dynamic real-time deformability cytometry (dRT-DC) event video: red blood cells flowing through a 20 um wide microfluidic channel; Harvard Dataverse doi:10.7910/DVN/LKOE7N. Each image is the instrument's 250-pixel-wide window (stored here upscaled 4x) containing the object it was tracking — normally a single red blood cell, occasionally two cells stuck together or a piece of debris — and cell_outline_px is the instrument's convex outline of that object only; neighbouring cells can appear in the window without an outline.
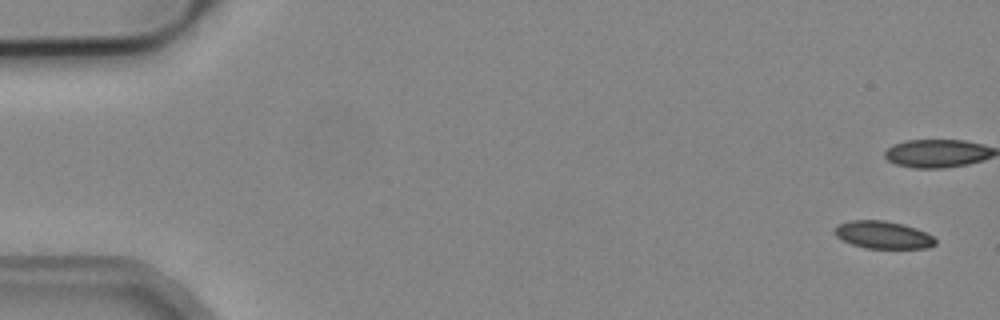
{"species": "common noctule bat (a hibernating species)", "species_latin": "Nyctalus noctula", "temperature_condition": "cold", "stored_images_in_passage": 6, "camera_frame_rate_fps": 3000, "um_per_image_px": 0.085, "animal": {"sex": "male", "body_mass_g": 19.2, "forearm_length_mm": 51.8}, "frame": {"image": 1, "passage_image": 1, "time_ms": 0.0, "image_size_px": [1000, 320], "cell_outline_px": [[936, 244], [928, 248], [864, 248], [852, 244], [836, 236], [836, 224], [848, 220], [884, 220], [904, 224], [916, 228], [932, 236], [936, 240]], "centroid_in_image_um": [75.06, 19.95], "position_along_channel_um": 9.9, "area_um2": 16.13}}
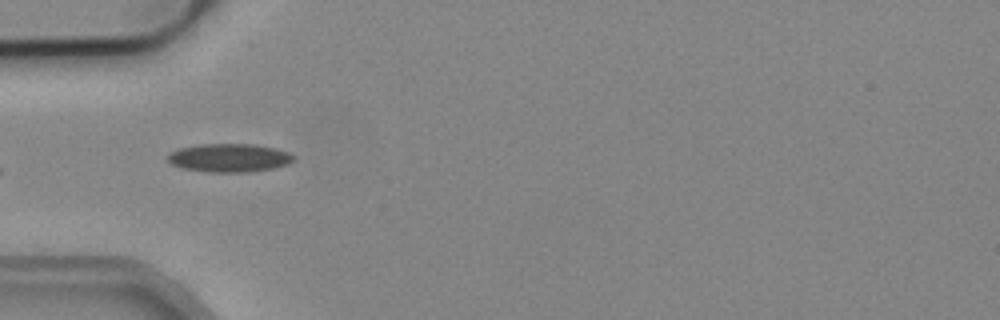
{"frame": {"image": 2, "passage_image": 5, "time_ms": 1.333, "image_size_px": [1000, 320], "cell_outline_px": [[296, 156], [288, 164], [276, 168], [248, 172], [208, 172], [184, 168], [172, 164], [164, 156], [168, 152], [180, 148], [200, 144], [252, 144], [276, 148], [288, 152]], "centroid_in_image_um": [19.48, 13.41], "position_along_channel_um": 65.5, "area_um2": 20.98}}